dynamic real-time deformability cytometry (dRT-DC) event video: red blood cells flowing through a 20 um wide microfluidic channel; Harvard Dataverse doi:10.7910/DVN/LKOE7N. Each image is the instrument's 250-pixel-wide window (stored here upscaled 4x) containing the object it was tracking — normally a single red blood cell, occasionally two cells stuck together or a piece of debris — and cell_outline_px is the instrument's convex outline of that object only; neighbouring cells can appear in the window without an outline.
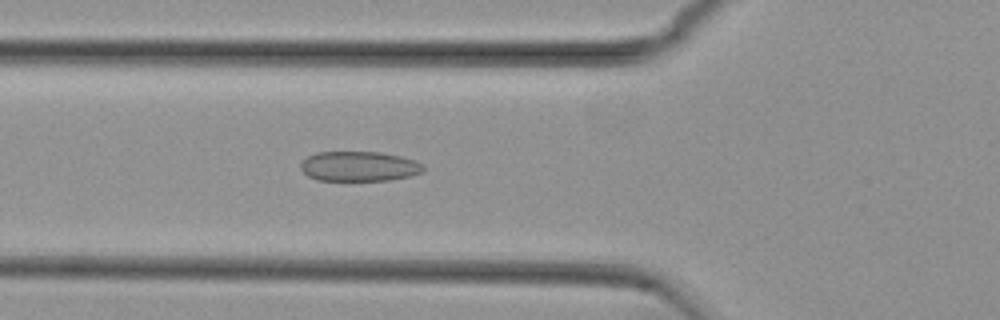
{"species": "common noctule bat (a hibernating species)", "species_latin": "Nyctalus noctula", "temperature_condition": "cold", "stored_images_in_passage": 51, "camera_frame_rate_fps": 3000, "um_per_image_px": 0.085, "animal": {"sex": "female", "body_mass_g": 29.2, "forearm_length_mm": 56.3}, "frame": {"image": 1, "passage_image": 16, "time_ms": 5.0, "image_size_px": [1000, 320], "cell_outline_px": [[424, 172], [412, 176], [388, 180], [316, 180], [308, 176], [300, 168], [300, 164], [308, 156], [316, 152], [380, 152], [400, 156], [424, 164]], "centroid_in_image_um": [30.54, 14.14], "position_along_channel_um": 95.3, "area_um2": 21.39}}
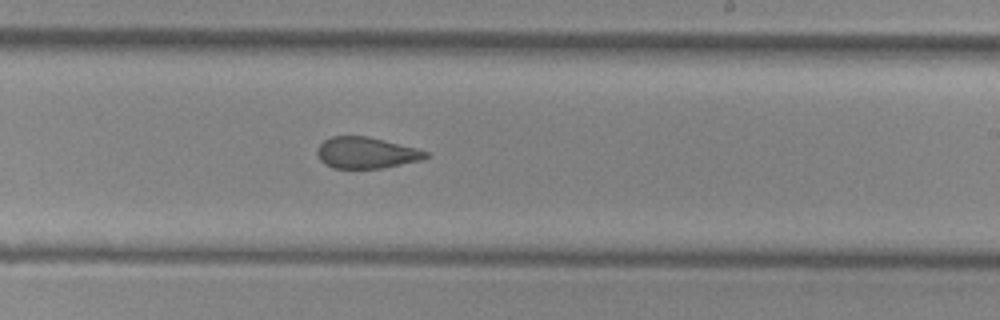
{"frame": {"image": 2, "passage_image": 29, "time_ms": 9.333, "image_size_px": [1000, 320], "cell_outline_px": [[428, 156], [420, 160], [384, 168], [332, 168], [324, 164], [320, 160], [316, 152], [316, 148], [324, 140], [332, 136], [368, 136], [416, 148], [428, 152]], "centroid_in_image_um": [31.08, 12.99], "position_along_channel_um": 257.9, "area_um2": 19.77}}
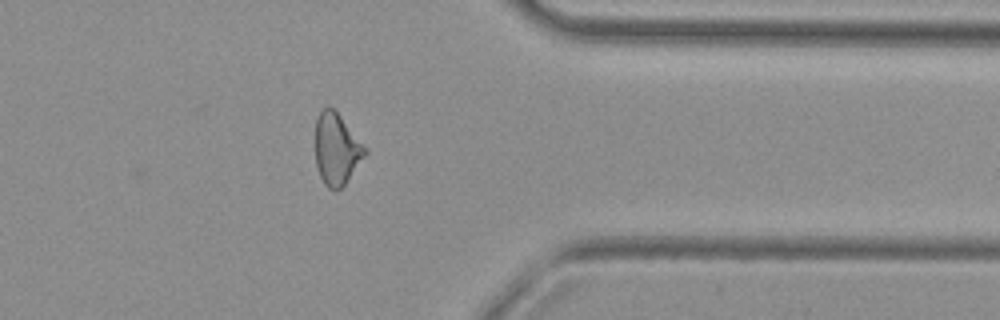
{"frame": {"image": 3, "passage_image": 40, "time_ms": 13.0, "image_size_px": [1000, 320], "cell_outline_px": [[368, 152], [344, 184], [336, 192], [328, 188], [324, 184], [320, 176], [316, 164], [316, 120], [320, 112], [324, 108], [332, 108], [340, 116], [368, 148]], "centroid_in_image_um": [28.62, 12.7], "position_along_channel_um": 382.8, "area_um2": 20.52}, "authors_computed_cell_mechanics": {"area_um2": 21.4438, "velocity_mm_per_s": 3.7418, "shape_relaxation_time_tau1_ms": null, "shape_relaxation_time_tau2_ms": 1.6346, "deformation_change_tau1": null, "deformation_change_tau2": 0.0803}}